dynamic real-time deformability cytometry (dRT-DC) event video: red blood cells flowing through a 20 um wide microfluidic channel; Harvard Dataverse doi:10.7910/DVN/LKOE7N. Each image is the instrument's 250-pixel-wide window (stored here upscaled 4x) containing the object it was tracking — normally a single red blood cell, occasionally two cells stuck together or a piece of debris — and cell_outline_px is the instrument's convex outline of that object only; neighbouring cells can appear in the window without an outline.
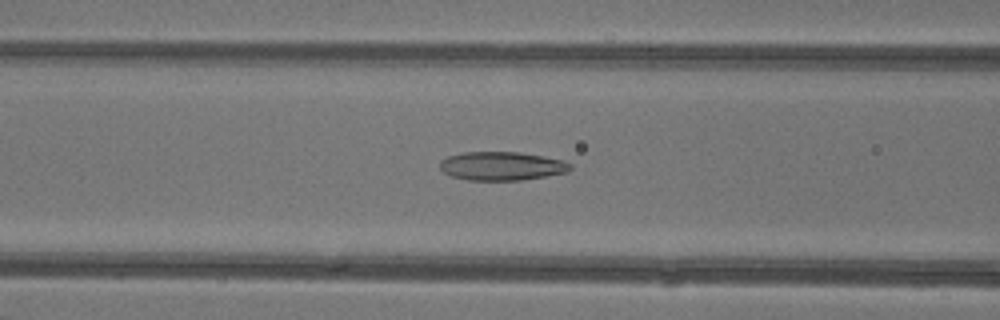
{"species": "common noctule bat (a hibernating species)", "species_latin": "Nyctalus noctula", "temperature_condition": "warm", "stored_images_in_passage": 47, "camera_frame_rate_fps": 3000, "um_per_image_px": 0.085, "animal": {"sex": "female"}, "frame": {"image": 1, "passage_image": 20, "time_ms": 6.333, "image_size_px": [1000, 320], "cell_outline_px": [[572, 168], [568, 172], [520, 180], [468, 180], [452, 176], [444, 172], [440, 168], [440, 160], [448, 156], [464, 152], [520, 152], [544, 156], [560, 160], [572, 164]], "centroid_in_image_um": [42.64, 14.11], "position_along_channel_um": 124.0, "area_um2": 21.68}}
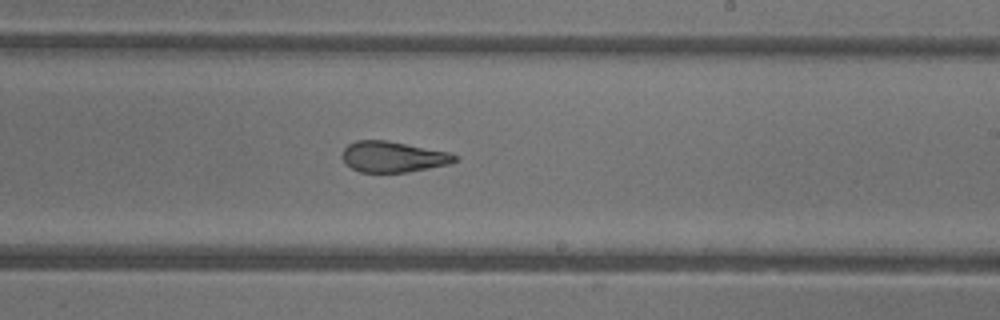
{"frame": {"image": 2, "passage_image": 29, "time_ms": 9.333, "image_size_px": [1000, 320], "cell_outline_px": [[460, 160], [448, 164], [408, 172], [360, 172], [352, 168], [340, 156], [344, 148], [348, 144], [356, 140], [388, 140], [448, 152], [456, 156]], "centroid_in_image_um": [33.39, 13.32], "position_along_channel_um": 255.6, "area_um2": 20.17}}
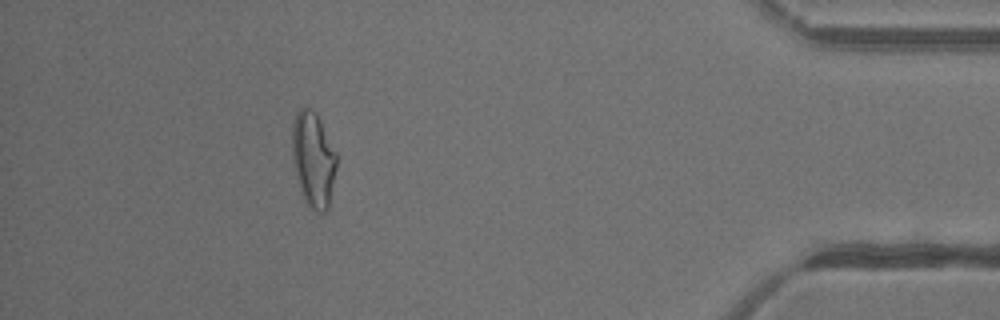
{"frame": {"image": 3, "passage_image": 43, "time_ms": 14.0, "image_size_px": [1000, 320], "cell_outline_px": [[336, 168], [328, 208], [324, 212], [316, 212], [304, 200], [300, 192], [292, 156], [292, 120], [296, 112], [300, 108], [308, 108], [316, 112], [336, 152]], "centroid_in_image_um": [26.61, 13.53], "position_along_channel_um": 408.6, "area_um2": 24.57}, "authors_computed_cell_mechanics": {"area_um2": 22.8888, "velocity_mm_per_s": 4.3875, "shape_relaxation_time_tau1_ms": null, "shape_relaxation_time_tau2_ms": 1.8115, "deformation_change_tau1": null, "deformation_change_tau2": 0.1058}}